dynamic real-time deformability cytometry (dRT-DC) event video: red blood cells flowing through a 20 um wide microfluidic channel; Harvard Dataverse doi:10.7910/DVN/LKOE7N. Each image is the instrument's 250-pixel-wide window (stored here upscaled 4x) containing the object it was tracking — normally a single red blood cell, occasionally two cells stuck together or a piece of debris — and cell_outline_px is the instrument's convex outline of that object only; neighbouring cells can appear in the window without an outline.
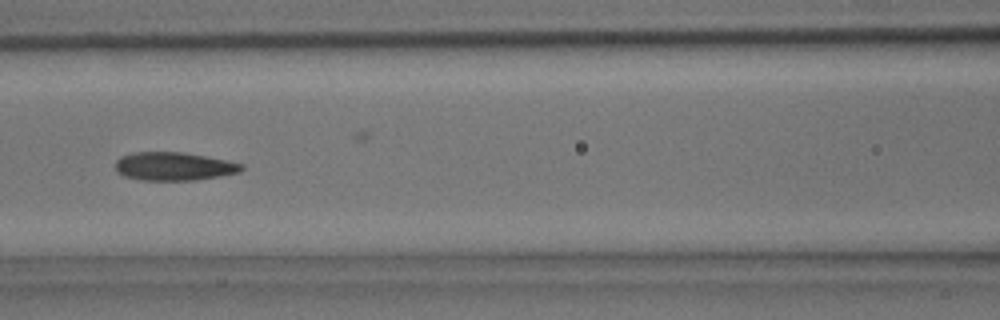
{"species": "common noctule bat (a hibernating species)", "species_latin": "Nyctalus noctula", "temperature_condition": "room temperature", "stored_images_in_passage": 37, "camera_frame_rate_fps": 3000, "um_per_image_px": 0.085, "animal": {"sex": "male", "body_mass_g": 15.6}, "frame": {"image": 1, "passage_image": 16, "time_ms": 5.0, "image_size_px": [1000, 320], "cell_outline_px": [[244, 168], [240, 172], [220, 176], [196, 180], [144, 180], [124, 176], [116, 172], [116, 160], [120, 156], [132, 152], [180, 152], [228, 160], [244, 164]], "centroid_in_image_um": [14.78, 14.14], "position_along_channel_um": 151.8, "area_um2": 20.87}}